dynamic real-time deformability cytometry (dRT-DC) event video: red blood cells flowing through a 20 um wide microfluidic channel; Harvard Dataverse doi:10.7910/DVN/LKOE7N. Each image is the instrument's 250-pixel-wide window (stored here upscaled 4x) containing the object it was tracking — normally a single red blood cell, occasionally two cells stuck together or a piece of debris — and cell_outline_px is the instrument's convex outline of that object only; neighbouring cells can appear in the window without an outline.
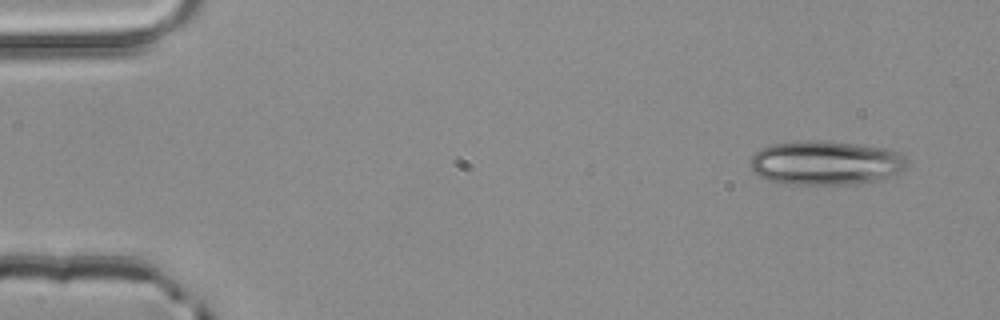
{"species": "common noctule bat (a hibernating species)", "species_latin": "Nyctalus noctula", "temperature_condition": "room temperature", "stored_images_in_passage": 4, "camera_frame_rate_fps": 3000, "um_per_image_px": 0.085, "animal": {"sex": "male", "body_mass_g": 20.4}, "frame": {"image": 1, "passage_image": 1, "time_ms": 0.0, "image_size_px": [1000, 320], "cell_outline_px": [[908, 168], [900, 172], [876, 180], [856, 184], [784, 184], [768, 180], [752, 172], [748, 164], [748, 160], [760, 148], [772, 144], [796, 140], [824, 140], [888, 148], [900, 152], [908, 160]], "centroid_in_image_um": [70.16, 13.83], "position_along_channel_um": 14.8, "area_um2": 41.04}}